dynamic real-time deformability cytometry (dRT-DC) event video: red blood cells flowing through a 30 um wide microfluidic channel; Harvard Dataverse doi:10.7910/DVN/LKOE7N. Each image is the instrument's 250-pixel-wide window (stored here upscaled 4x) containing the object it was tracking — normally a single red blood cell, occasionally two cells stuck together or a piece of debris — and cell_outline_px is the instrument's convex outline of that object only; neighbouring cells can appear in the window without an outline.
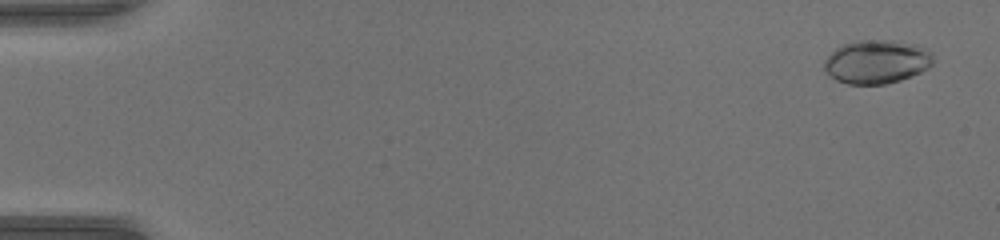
{"species": "common noctule bat (a hibernating species)", "species_latin": "Nyctalus noctula", "temperature_condition": "warm", "stored_images_in_passage": 51, "camera_frame_rate_fps": 3000, "um_per_image_px": 0.085, "animal": {"sex": "female", "body_mass_g": 17.0, "forearm_length_mm": 48.0}, "frame": {"image": 1, "passage_image": 3, "time_ms": 0.667, "image_size_px": [1000, 240], "cell_outline_px": [[932, 64], [928, 68], [920, 72], [900, 80], [884, 84], [848, 84], [836, 80], [824, 68], [824, 60], [840, 44], [856, 40], [888, 40], [916, 44], [932, 52]], "centroid_in_image_um": [74.51, 5.23], "position_along_channel_um": 10.5, "area_um2": 27.63}}
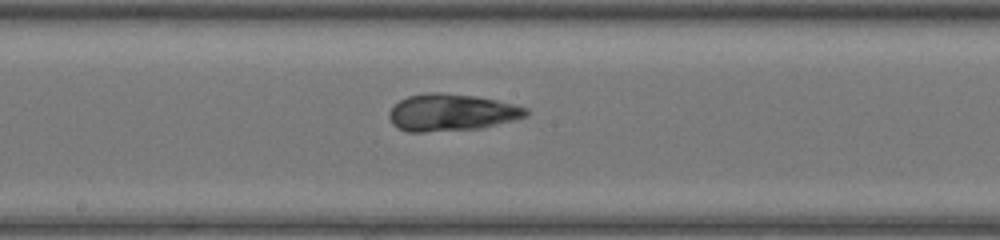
{"frame": {"image": 2, "passage_image": 29, "time_ms": 9.333, "image_size_px": [1000, 240], "cell_outline_px": [[528, 116], [480, 128], [424, 132], [408, 132], [396, 128], [392, 124], [388, 116], [388, 112], [400, 100], [408, 96], [428, 92], [440, 92], [476, 96], [496, 100], [528, 108]], "centroid_in_image_um": [38.33, 9.56], "position_along_channel_um": 209.9, "area_um2": 29.48}}
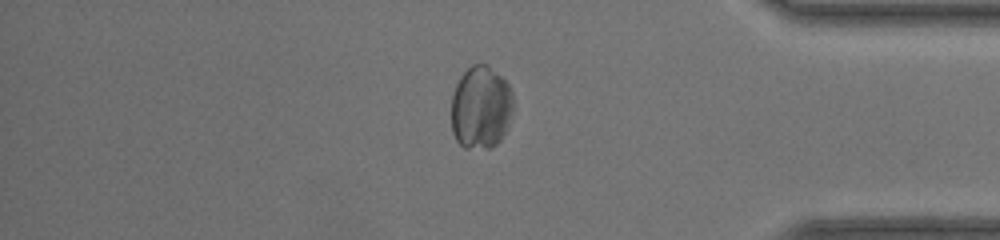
{"frame": {"image": 3, "passage_image": 44, "time_ms": 14.333, "image_size_px": [1000, 240], "cell_outline_px": [[512, 108], [508, 128], [500, 140], [496, 144], [488, 148], [464, 148], [456, 140], [452, 132], [452, 92], [460, 76], [472, 64], [484, 64], [500, 76], [508, 84], [512, 92]], "centroid_in_image_um": [40.85, 9.15], "position_along_channel_um": 394.3, "area_um2": 29.88}, "authors_computed_cell_mechanics": {"area_um2": 27.6284, "velocity_mm_per_s": 4.1458, "shape_relaxation_time_tau1_ms": null, "shape_relaxation_time_tau2_ms": 1.885, "deformation_change_tau1": null, "deformation_change_tau2": 0.0496}}